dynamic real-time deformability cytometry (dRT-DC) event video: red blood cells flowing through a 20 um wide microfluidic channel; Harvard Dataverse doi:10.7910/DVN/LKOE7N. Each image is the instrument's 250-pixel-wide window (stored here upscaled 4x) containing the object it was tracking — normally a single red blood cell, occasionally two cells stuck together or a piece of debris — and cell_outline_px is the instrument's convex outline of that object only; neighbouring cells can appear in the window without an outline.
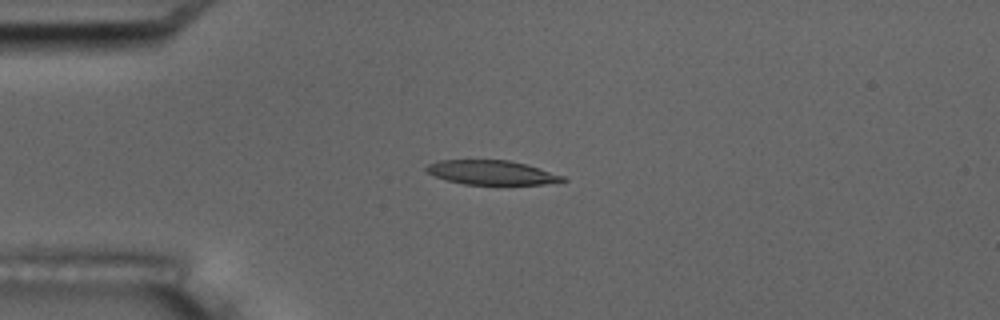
{"species": "common noctule bat (a hibernating species)", "species_latin": "Nyctalus noctula", "temperature_condition": "room temperature", "stored_images_in_passage": 9, "camera_frame_rate_fps": 3000, "um_per_image_px": 0.085, "animal": {"sex": "male", "body_mass_g": 17.5, "forearm_length_mm": 52.3}, "frame": {"image": 1, "passage_image": 4, "time_ms": 3.333, "image_size_px": [1000, 320], "cell_outline_px": [[568, 180], [544, 184], [496, 188], [464, 184], [448, 180], [424, 172], [424, 168], [428, 164], [440, 160], [508, 160], [524, 164], [564, 176]], "centroid_in_image_um": [41.79, 14.72], "position_along_channel_um": 43.2, "area_um2": 20.17}}
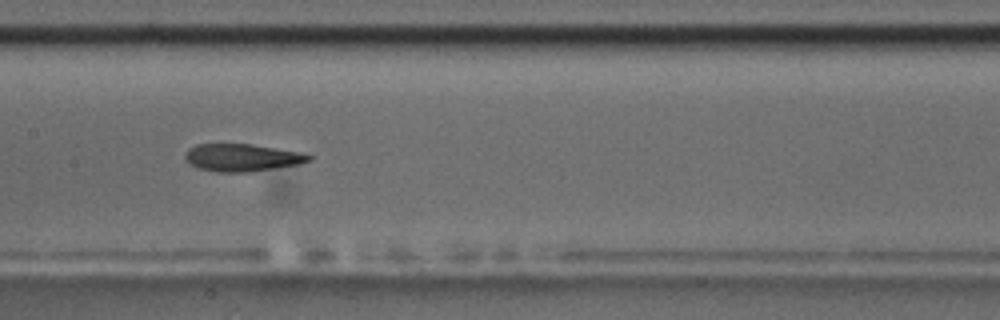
{"frame": {"image": 2, "passage_image": 8, "time_ms": 8.0, "image_size_px": [1000, 320], "cell_outline_px": [[312, 160], [300, 164], [248, 172], [216, 172], [200, 168], [188, 164], [184, 160], [184, 152], [188, 148], [196, 144], [252, 144], [300, 152], [312, 156]], "centroid_in_image_um": [20.53, 13.39], "position_along_channel_um": 186.9, "area_um2": 19.94}}